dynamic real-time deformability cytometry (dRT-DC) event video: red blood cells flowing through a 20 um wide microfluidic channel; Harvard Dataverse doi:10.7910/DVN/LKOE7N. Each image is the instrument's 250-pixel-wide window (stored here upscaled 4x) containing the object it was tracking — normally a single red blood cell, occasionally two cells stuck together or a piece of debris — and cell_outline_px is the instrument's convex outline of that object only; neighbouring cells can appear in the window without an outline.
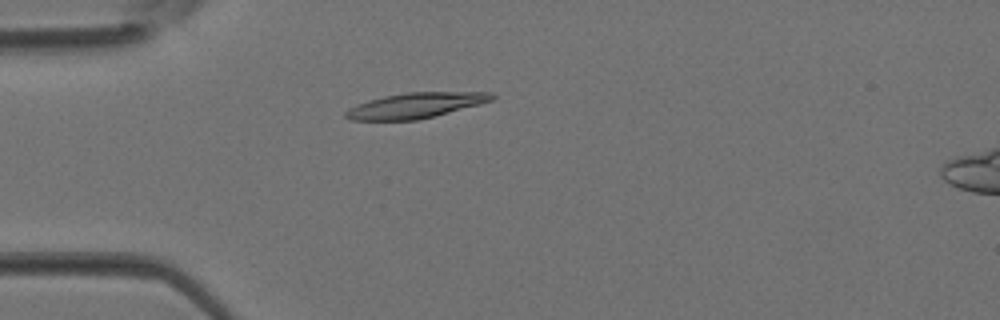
{"species": "Egyptian fruit bat (a non-hibernating species)", "species_latin": "Rousettus aegyptiacus", "temperature_condition": "room temperature", "stored_images_in_passage": 3, "camera_frame_rate_fps": 3000, "um_per_image_px": 0.085, "animal": {"sex": "female"}, "frame": {"image": 1, "passage_image": 3, "time_ms": 0.667, "image_size_px": [1000, 320], "cell_outline_px": [[496, 96], [492, 100], [480, 104], [416, 120], [352, 120], [344, 116], [344, 112], [348, 108], [368, 100], [384, 96], [408, 92], [492, 92]], "centroid_in_image_um": [35.3, 8.95], "position_along_channel_um": 49.7, "area_um2": 21.39}}